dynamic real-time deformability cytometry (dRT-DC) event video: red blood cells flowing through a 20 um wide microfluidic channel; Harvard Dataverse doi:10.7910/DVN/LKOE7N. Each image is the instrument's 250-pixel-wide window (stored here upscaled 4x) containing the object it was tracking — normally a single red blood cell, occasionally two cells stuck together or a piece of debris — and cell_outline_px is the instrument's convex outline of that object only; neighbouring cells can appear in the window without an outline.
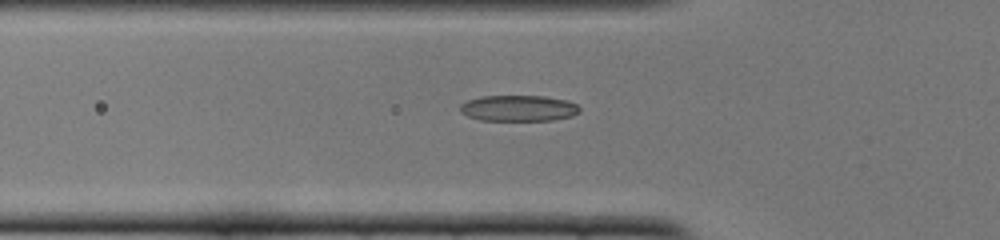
{"species": "common noctule bat (a hibernating species)", "species_latin": "Nyctalus noctula", "temperature_condition": "cold", "stored_images_in_passage": 41, "camera_frame_rate_fps": 3000, "um_per_image_px": 0.085, "animal": {"sex": "female", "body_mass_g": 22.0, "forearm_length_mm": 56.7}, "frame": {"image": 1, "passage_image": 10, "time_ms": 3.0, "image_size_px": [1000, 240], "cell_outline_px": [[580, 112], [572, 116], [552, 120], [480, 120], [468, 116], [460, 112], [460, 104], [468, 100], [480, 96], [544, 96], [568, 100], [576, 104], [580, 108]], "centroid_in_image_um": [44.08, 9.19], "position_along_channel_um": 81.7, "area_um2": 18.15}}
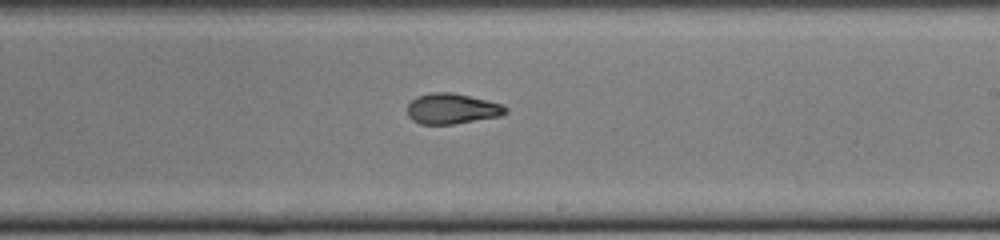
{"frame": {"image": 2, "passage_image": 23, "time_ms": 7.333, "image_size_px": [1000, 240], "cell_outline_px": [[508, 112], [500, 116], [452, 124], [420, 124], [412, 120], [408, 116], [408, 104], [416, 96], [428, 92], [452, 92], [504, 104], [508, 108]], "centroid_in_image_um": [38.42, 9.23], "position_along_channel_um": 250.6, "area_um2": 17.57}}
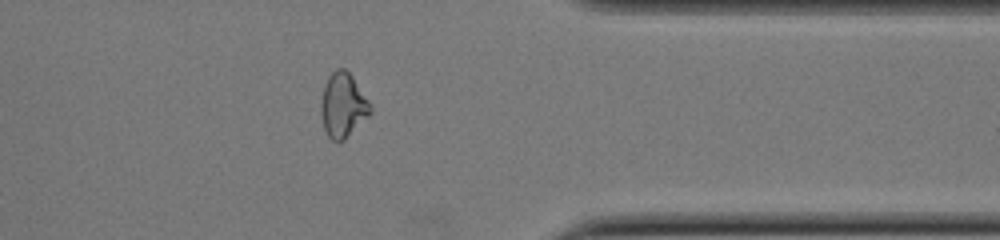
{"frame": {"image": 3, "passage_image": 34, "time_ms": 11.0, "image_size_px": [1000, 240], "cell_outline_px": [[372, 112], [344, 140], [332, 140], [328, 136], [324, 128], [320, 112], [320, 104], [324, 84], [328, 76], [336, 68], [344, 68], [352, 76], [372, 104]], "centroid_in_image_um": [29.15, 8.92], "position_along_channel_um": 382.3, "area_um2": 18.61}}